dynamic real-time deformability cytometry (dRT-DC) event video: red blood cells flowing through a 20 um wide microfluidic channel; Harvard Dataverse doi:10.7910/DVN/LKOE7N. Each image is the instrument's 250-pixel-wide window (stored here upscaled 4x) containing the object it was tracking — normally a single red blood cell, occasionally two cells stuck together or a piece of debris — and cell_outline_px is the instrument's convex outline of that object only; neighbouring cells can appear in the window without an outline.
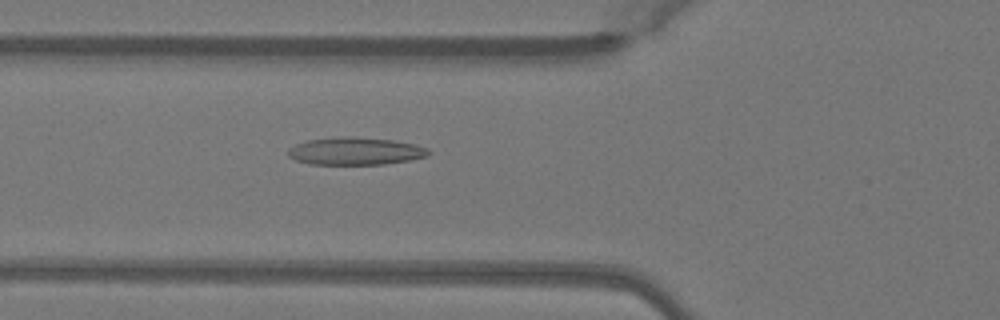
{"species": "Egyptian fruit bat (a non-hibernating species)", "species_latin": "Rousettus aegyptiacus", "temperature_condition": "warm", "stored_images_in_passage": 51, "camera_frame_rate_fps": 3000, "um_per_image_px": 0.085, "animal": {"sex": "female"}, "frame": {"image": 1, "passage_image": 19, "time_ms": 6.0, "image_size_px": [1000, 320], "cell_outline_px": [[432, 152], [428, 156], [408, 160], [384, 164], [308, 164], [296, 160], [288, 156], [288, 148], [296, 144], [308, 140], [340, 136], [348, 136], [392, 140], [416, 144], [428, 148]], "centroid_in_image_um": [30.21, 12.84], "position_along_channel_um": 95.6, "area_um2": 22.6}}
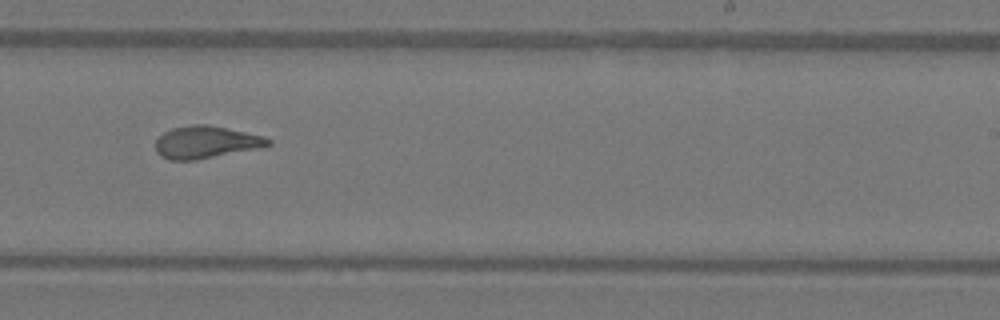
{"frame": {"image": 2, "passage_image": 32, "time_ms": 10.333, "image_size_px": [1000, 320], "cell_outline_px": [[272, 144], [260, 148], [196, 160], [168, 160], [160, 156], [156, 152], [156, 140], [164, 132], [172, 128], [192, 124], [208, 124], [264, 136], [272, 140]], "centroid_in_image_um": [17.5, 12.09], "position_along_channel_um": 271.5, "area_um2": 21.33}}
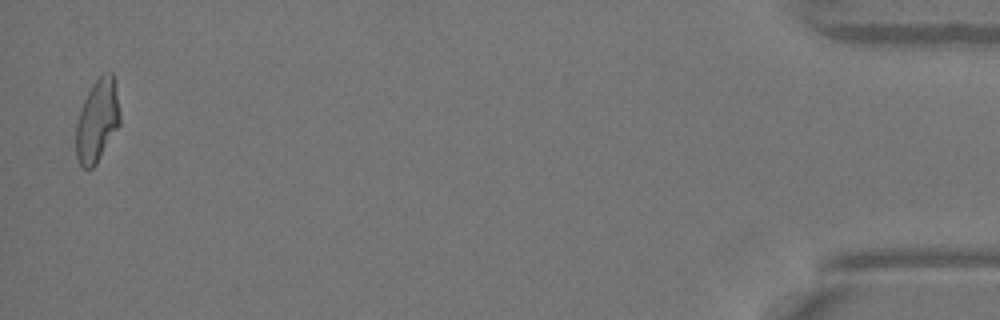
{"frame": {"image": 3, "passage_image": 50, "time_ms": 16.333, "image_size_px": [1000, 320], "cell_outline_px": [[120, 124], [96, 164], [88, 172], [80, 164], [76, 156], [76, 124], [80, 108], [92, 84], [104, 72], [112, 72], [120, 112]], "centroid_in_image_um": [8.25, 10.28], "position_along_channel_um": 426.9, "area_um2": 21.1}, "authors_computed_cell_mechanics": {"area_um2": 21.5594, "velocity_mm_per_s": 4.0556, "shape_relaxation_time_tau1_ms": 8.243, "shape_relaxation_time_tau2_ms": 1.5984, "deformation_change_tau1": 0.2828, "deformation_change_tau2": 0.1087}}